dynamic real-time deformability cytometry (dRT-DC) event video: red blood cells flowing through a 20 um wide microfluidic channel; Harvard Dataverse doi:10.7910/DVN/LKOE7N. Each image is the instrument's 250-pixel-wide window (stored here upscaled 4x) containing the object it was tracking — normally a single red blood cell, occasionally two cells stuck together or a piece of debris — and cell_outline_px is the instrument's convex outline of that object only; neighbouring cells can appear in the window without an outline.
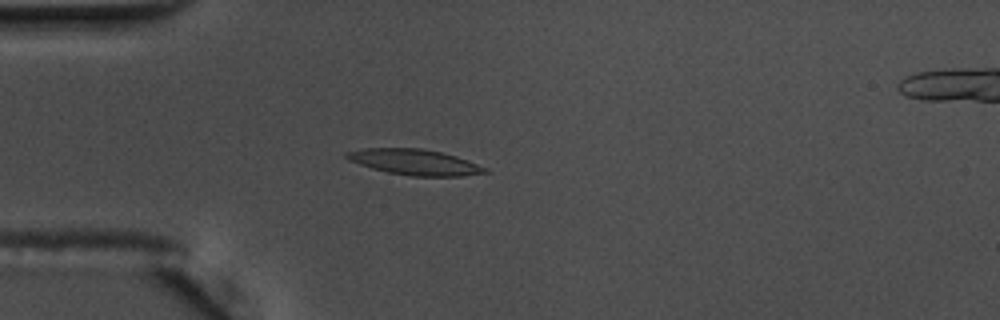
{"species": "common noctule bat (a hibernating species)", "species_latin": "Nyctalus noctula", "temperature_condition": "warm", "stored_images_in_passage": 56, "camera_frame_rate_fps": 3000, "um_per_image_px": 0.085, "animal": {"sex": "male", "body_mass_g": 17.5, "forearm_length_mm": 52.3}, "frame": {"image": 1, "passage_image": 16, "time_ms": 5.0, "image_size_px": [1000, 320], "cell_outline_px": [[488, 172], [460, 176], [412, 176], [388, 172], [372, 168], [348, 160], [344, 156], [344, 152], [364, 148], [420, 148], [440, 152], [456, 156], [468, 160], [488, 168]], "centroid_in_image_um": [35.23, 13.77], "position_along_channel_um": 49.8, "area_um2": 20.63}}
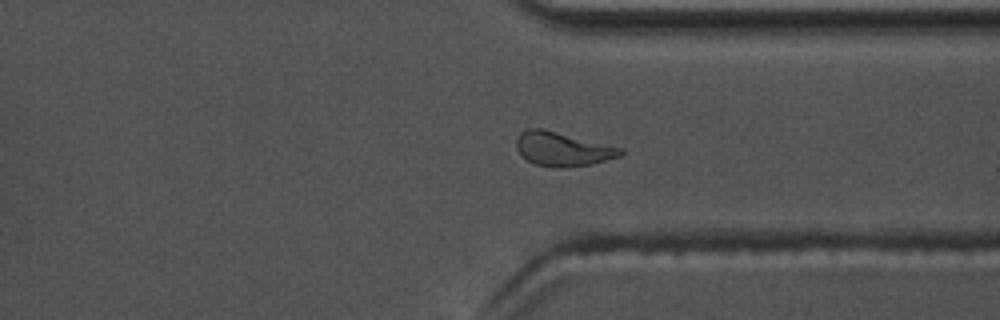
{"frame": {"image": 2, "passage_image": 43, "time_ms": 14.0, "image_size_px": [1000, 320], "cell_outline_px": [[624, 152], [620, 156], [592, 164], [560, 168], [556, 168], [536, 164], [528, 160], [516, 148], [516, 136], [520, 132], [528, 128], [540, 128], [624, 148]], "centroid_in_image_um": [47.82, 12.66], "position_along_channel_um": 363.6, "area_um2": 20.52}}
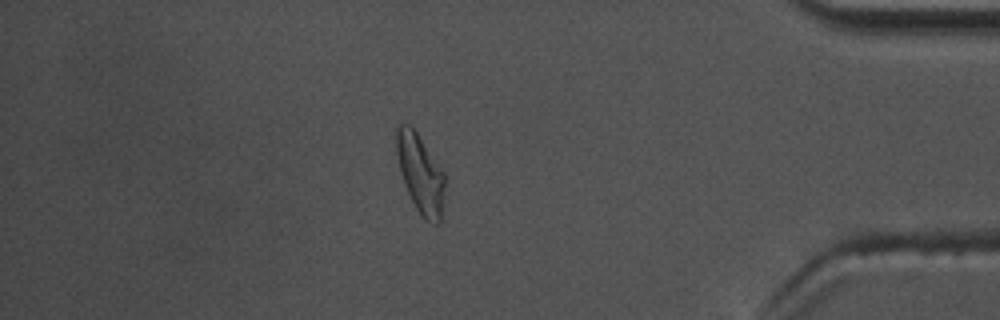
{"frame": {"image": 3, "passage_image": 49, "time_ms": 16.0, "image_size_px": [1000, 320], "cell_outline_px": [[444, 188], [440, 224], [432, 224], [416, 208], [404, 184], [396, 152], [396, 124], [408, 124], [416, 132], [444, 172]], "centroid_in_image_um": [35.72, 14.74], "position_along_channel_um": 399.5, "area_um2": 21.68}, "authors_computed_cell_mechanics": {"area_um2": 20.0855, "velocity_mm_per_s": 3.6316, "shape_relaxation_time_tau1_ms": 11.2704, "shape_relaxation_time_tau2_ms": 4.9483, "deformation_change_tau1": 0.3008, "deformation_change_tau2": 0.1393}}